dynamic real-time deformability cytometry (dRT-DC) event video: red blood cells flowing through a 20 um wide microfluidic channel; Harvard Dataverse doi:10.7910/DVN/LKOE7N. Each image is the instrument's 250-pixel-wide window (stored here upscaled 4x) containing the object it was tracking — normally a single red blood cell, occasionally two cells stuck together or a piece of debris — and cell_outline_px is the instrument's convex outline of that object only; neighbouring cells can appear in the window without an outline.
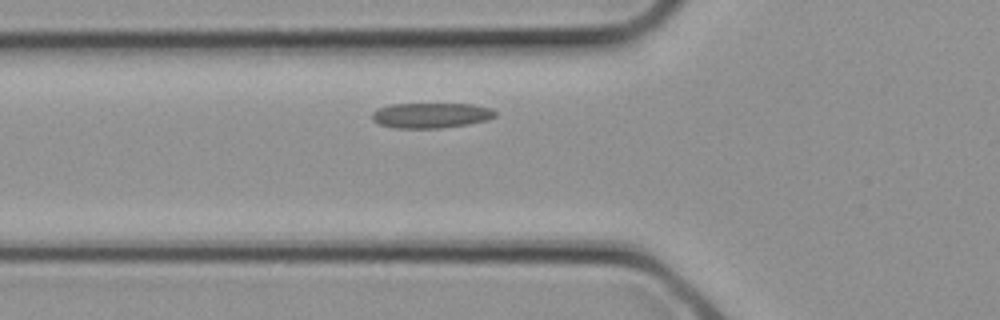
{"species": "common noctule bat (a hibernating species)", "species_latin": "Nyctalus noctula", "temperature_condition": "cold", "stored_images_in_passage": 6, "camera_frame_rate_fps": 3000, "um_per_image_px": 0.085, "animal": {"sex": "female", "body_mass_g": 21.9}, "frame": {"image": 1, "passage_image": 5, "time_ms": 1.333, "image_size_px": [1000, 320], "cell_outline_px": [[496, 116], [488, 120], [468, 124], [440, 128], [396, 128], [380, 124], [372, 120], [372, 112], [376, 108], [388, 104], [472, 104], [492, 108], [496, 112]], "centroid_in_image_um": [36.63, 9.8], "position_along_channel_um": 89.2, "area_um2": 18.26}}
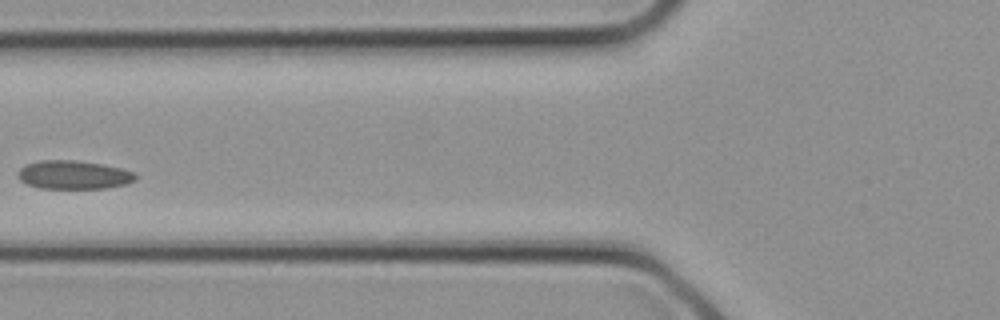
{"frame": {"image": 2, "passage_image": 6, "time_ms": 1.667, "image_size_px": [1000, 320], "cell_outline_px": [[136, 180], [128, 184], [104, 188], [40, 188], [28, 184], [20, 180], [16, 176], [16, 172], [24, 164], [40, 160], [76, 160], [104, 164], [136, 172]], "centroid_in_image_um": [6.25, 14.85], "position_along_channel_um": 119.6, "area_um2": 19.83}}